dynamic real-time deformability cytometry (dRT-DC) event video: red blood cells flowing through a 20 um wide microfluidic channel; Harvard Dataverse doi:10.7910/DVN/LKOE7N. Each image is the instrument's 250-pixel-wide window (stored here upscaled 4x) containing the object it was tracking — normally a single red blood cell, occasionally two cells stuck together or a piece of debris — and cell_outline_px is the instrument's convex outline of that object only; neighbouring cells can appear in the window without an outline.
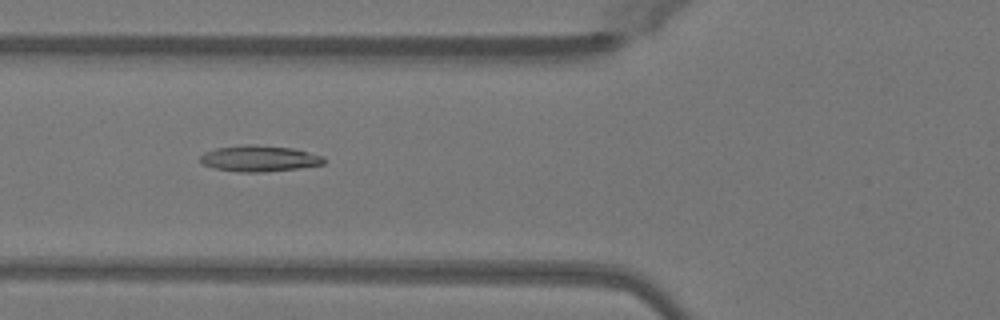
{"species": "Egyptian fruit bat (a non-hibernating species)", "species_latin": "Rousettus aegyptiacus", "temperature_condition": "warm", "stored_images_in_passage": 29, "camera_frame_rate_fps": 3000, "um_per_image_px": 0.085, "animal": {"sex": "female"}, "frame": {"image": 1, "passage_image": 5, "time_ms": 1.333, "image_size_px": [1000, 320], "cell_outline_px": [[324, 164], [300, 168], [264, 172], [240, 172], [212, 168], [204, 164], [200, 160], [200, 156], [204, 152], [216, 148], [240, 144], [252, 144], [292, 148], [324, 156]], "centroid_in_image_um": [22.02, 13.47], "position_along_channel_um": 103.8, "area_um2": 18.9}}
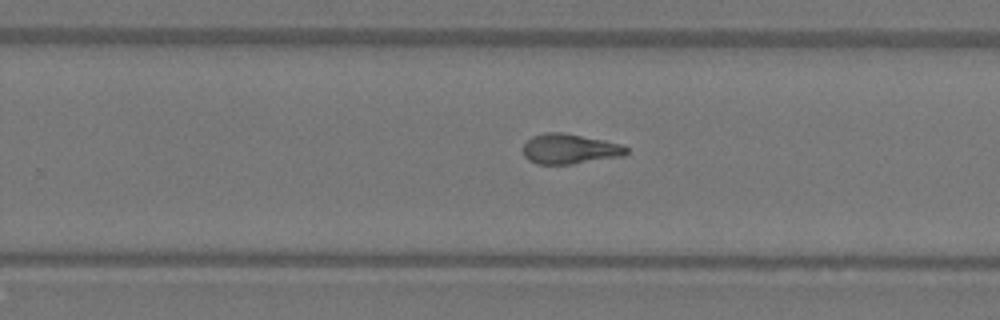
{"frame": {"image": 2, "passage_image": 18, "time_ms": 5.667, "image_size_px": [1000, 320], "cell_outline_px": [[628, 152], [624, 156], [572, 164], [536, 164], [528, 160], [524, 156], [524, 144], [532, 136], [544, 132], [564, 132], [624, 144], [628, 148]], "centroid_in_image_um": [48.45, 12.65], "position_along_channel_um": 281.4, "area_um2": 18.32}}
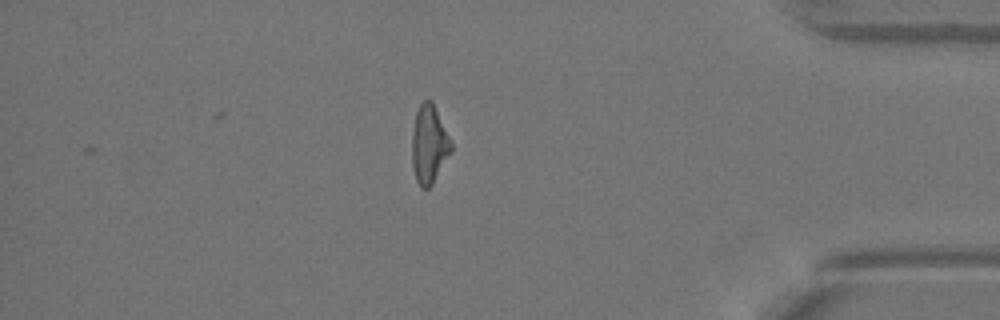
{"frame": {"image": 3, "passage_image": 29, "time_ms": 9.333, "image_size_px": [1000, 320], "cell_outline_px": [[452, 152], [432, 184], [428, 188], [420, 188], [416, 180], [412, 164], [412, 132], [416, 112], [420, 104], [424, 100], [432, 100], [452, 140]], "centroid_in_image_um": [36.49, 12.26], "position_along_channel_um": 398.7, "area_um2": 18.09}, "authors_computed_cell_mechanics": {"area_um2": 18.0914, "velocity_mm_per_s": 4.0918, "shape_relaxation_time_tau1_ms": null, "shape_relaxation_time_tau2_ms": 2.3008, "deformation_change_tau1": null, "deformation_change_tau2": 0.1105}}